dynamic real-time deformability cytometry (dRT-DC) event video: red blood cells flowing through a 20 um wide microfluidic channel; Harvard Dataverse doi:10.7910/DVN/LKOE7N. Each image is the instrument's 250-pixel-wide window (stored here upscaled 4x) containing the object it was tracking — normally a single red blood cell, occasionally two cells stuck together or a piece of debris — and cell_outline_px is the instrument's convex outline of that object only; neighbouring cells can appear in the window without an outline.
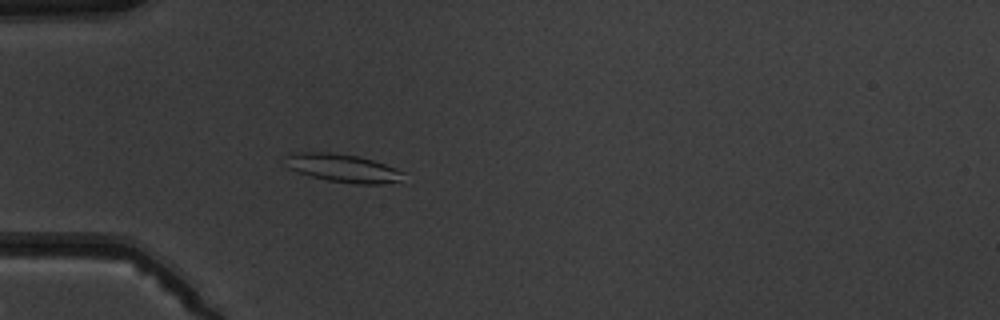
{"species": "common noctule bat (a hibernating species)", "species_latin": "Nyctalus noctula", "temperature_condition": "warm", "stored_images_in_passage": 4, "camera_frame_rate_fps": 3000, "um_per_image_px": 0.085, "animal": {"sex": "male", "body_mass_g": 19.5, "forearm_length_mm": 54.6}, "frame": {"image": 1, "passage_image": 4, "time_ms": 3.333, "image_size_px": [1000, 320], "cell_outline_px": [[404, 172], [400, 180], [380, 184], [356, 184], [328, 180], [296, 172], [288, 168], [288, 152], [328, 152], [356, 156], [372, 160], [396, 168]], "centroid_in_image_um": [29.13, 14.28], "position_along_channel_um": 55.9, "area_um2": 19.02}}